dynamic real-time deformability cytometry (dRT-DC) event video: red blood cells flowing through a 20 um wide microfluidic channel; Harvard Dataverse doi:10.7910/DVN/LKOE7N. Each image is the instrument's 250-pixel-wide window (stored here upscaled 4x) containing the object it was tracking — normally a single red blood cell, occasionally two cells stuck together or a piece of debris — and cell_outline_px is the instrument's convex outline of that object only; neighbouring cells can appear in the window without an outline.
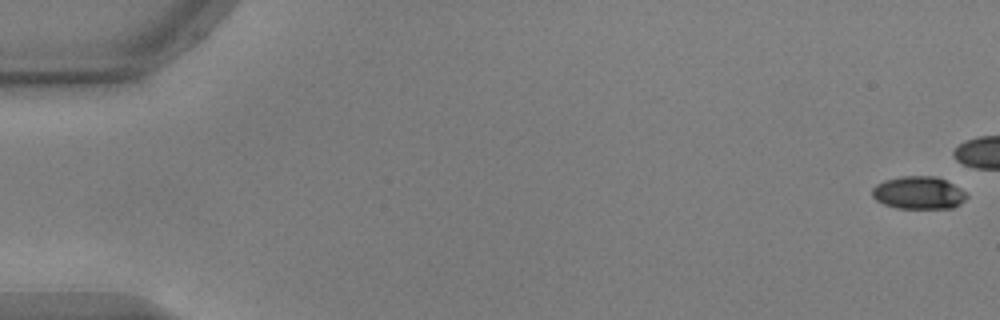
{"species": "common noctule bat (a hibernating species)", "species_latin": "Nyctalus noctula", "temperature_condition": "warm", "stored_images_in_passage": 43, "camera_frame_rate_fps": 3000, "um_per_image_px": 0.085, "animal": {"sex": "male", "body_mass_g": 17.9, "forearm_length_mm": 54.2}, "frame": {"image": 1, "passage_image": 1, "time_ms": 0.0, "image_size_px": [1000, 320], "cell_outline_px": [[968, 196], [960, 204], [952, 208], [896, 208], [884, 204], [876, 200], [872, 196], [872, 188], [876, 184], [884, 180], [900, 176], [936, 176], [960, 188]], "centroid_in_image_um": [78.05, 16.38], "position_along_channel_um": 7.0, "area_um2": 17.98}}
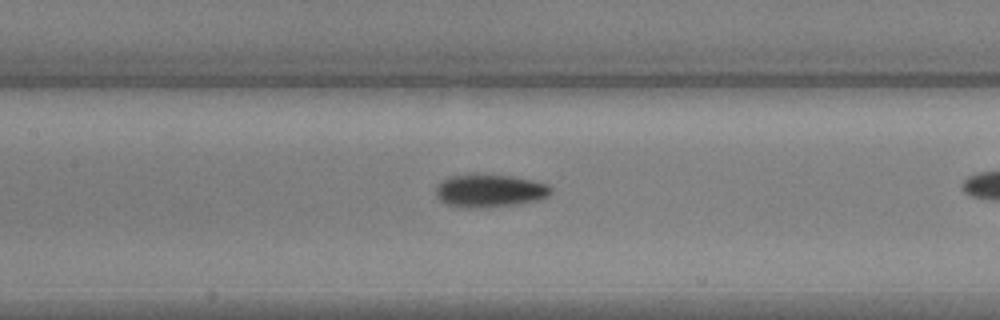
{"frame": {"image": 2, "passage_image": 26, "time_ms": 8.333, "image_size_px": [1000, 320], "cell_outline_px": [[552, 192], [548, 196], [540, 200], [488, 208], [468, 208], [448, 204], [440, 200], [436, 196], [436, 188], [444, 180], [452, 176], [512, 176], [536, 180], [548, 184], [552, 188]], "centroid_in_image_um": [41.71, 16.24], "position_along_channel_um": 165.7, "area_um2": 21.68}}
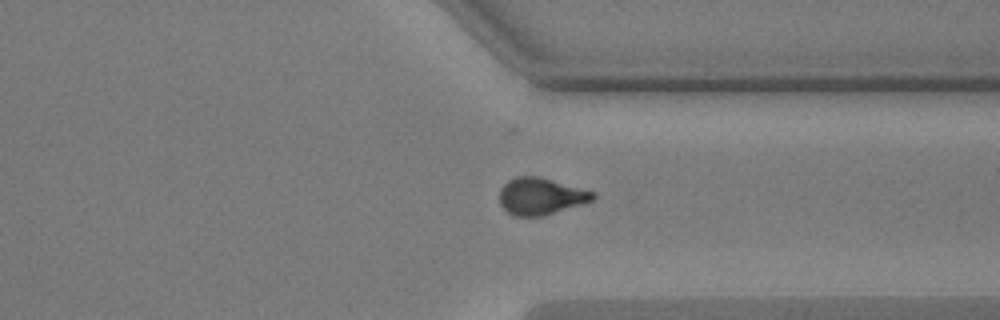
{"frame": {"image": 3, "passage_image": 42, "time_ms": 13.667, "image_size_px": [1000, 320], "cell_outline_px": [[596, 196], [592, 200], [544, 216], [512, 216], [500, 204], [500, 188], [508, 180], [516, 176], [536, 176], [552, 180], [596, 192]], "centroid_in_image_um": [45.94, 16.68], "position_along_channel_um": 365.5, "area_um2": 19.94}}